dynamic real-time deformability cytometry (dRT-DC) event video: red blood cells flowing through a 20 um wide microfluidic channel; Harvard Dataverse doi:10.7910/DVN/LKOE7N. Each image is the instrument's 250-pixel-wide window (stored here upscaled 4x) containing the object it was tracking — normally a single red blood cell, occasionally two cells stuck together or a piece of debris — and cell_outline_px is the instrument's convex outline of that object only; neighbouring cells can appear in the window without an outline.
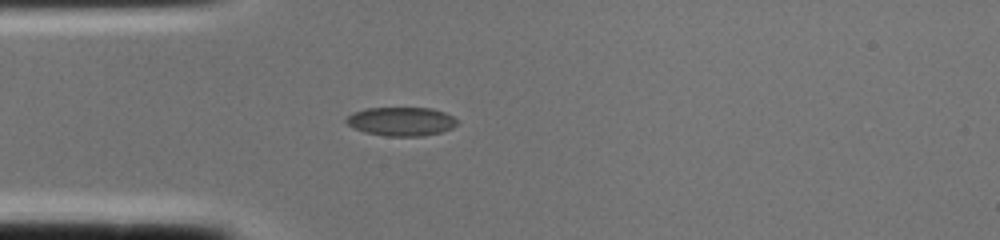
{"species": "common noctule bat (a hibernating species)", "species_latin": "Nyctalus noctula", "temperature_condition": "cold", "stored_images_in_passage": 2, "camera_frame_rate_fps": 3000, "um_per_image_px": 0.085, "animal": {"sex": "female", "body_mass_g": 22.0, "forearm_length_mm": 56.7}, "frame": {"image": 1, "passage_image": 2, "time_ms": 0.333, "image_size_px": [1000, 240], "cell_outline_px": [[456, 124], [452, 128], [440, 132], [424, 136], [388, 136], [364, 132], [348, 124], [344, 120], [352, 112], [364, 108], [432, 108], [444, 112], [452, 116], [456, 120]], "centroid_in_image_um": [34.08, 10.31], "position_along_channel_um": 50.9, "area_um2": 18.5}}